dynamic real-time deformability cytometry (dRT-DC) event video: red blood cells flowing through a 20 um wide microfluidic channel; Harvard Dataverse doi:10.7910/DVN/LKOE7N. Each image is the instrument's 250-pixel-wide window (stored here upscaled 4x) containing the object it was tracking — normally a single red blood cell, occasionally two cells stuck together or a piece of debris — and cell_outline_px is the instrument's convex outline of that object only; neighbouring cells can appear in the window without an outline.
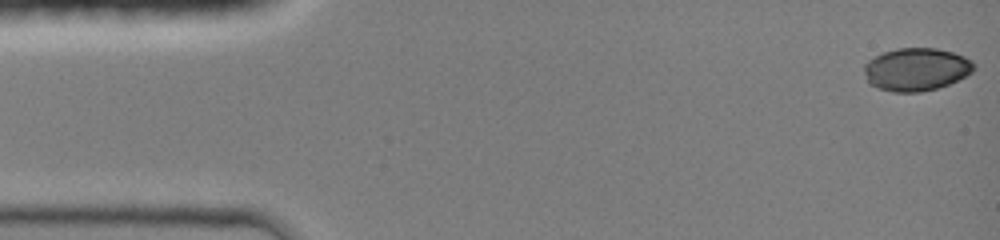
{"species": "common noctule bat (a hibernating species)", "species_latin": "Nyctalus noctula", "temperature_condition": "room temperature", "stored_images_in_passage": 8, "camera_frame_rate_fps": 3000, "um_per_image_px": 0.085, "animal": {"sex": "female", "body_mass_g": 19.0, "forearm_length_mm": 51.5}, "frame": {"image": 1, "passage_image": 1, "time_ms": 0.0, "image_size_px": [1000, 240], "cell_outline_px": [[976, 68], [972, 72], [948, 84], [936, 88], [920, 92], [892, 92], [876, 88], [868, 84], [864, 72], [864, 64], [868, 60], [884, 52], [896, 48], [936, 48], [952, 52], [964, 56], [972, 60], [976, 64]], "centroid_in_image_um": [77.86, 5.9], "position_along_channel_um": 7.1, "area_um2": 27.57}}